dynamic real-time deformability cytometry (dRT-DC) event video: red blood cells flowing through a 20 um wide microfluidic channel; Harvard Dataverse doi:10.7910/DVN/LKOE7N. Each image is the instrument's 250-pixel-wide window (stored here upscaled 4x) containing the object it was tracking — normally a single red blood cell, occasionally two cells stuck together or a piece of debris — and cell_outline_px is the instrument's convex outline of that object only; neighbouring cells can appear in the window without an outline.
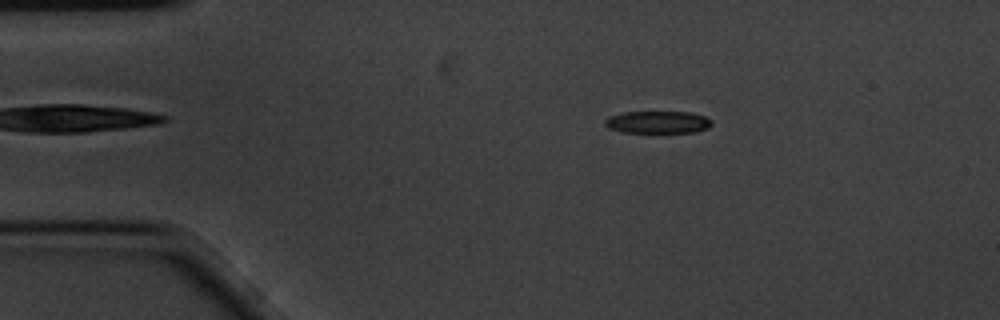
{"species": "common noctule bat (a hibernating species)", "species_latin": "Nyctalus noctula", "temperature_condition": "cold", "stored_images_in_passage": 6, "camera_frame_rate_fps": 3000, "um_per_image_px": 0.085, "animal": {"sex": "male", "body_mass_g": 20.1, "forearm_length_mm": 53.5}, "frame": {"image": 1, "passage_image": 3, "time_ms": 0.667, "image_size_px": [1000, 320], "cell_outline_px": [[712, 124], [708, 128], [696, 132], [624, 132], [608, 128], [604, 124], [604, 120], [608, 116], [624, 112], [688, 112], [704, 116], [712, 120]], "centroid_in_image_um": [55.9, 10.38], "position_along_channel_um": 29.1, "area_um2": 13.87}}
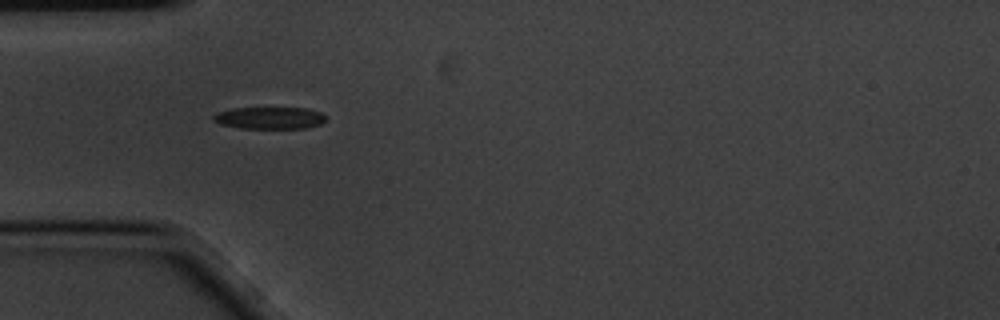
{"frame": {"image": 2, "passage_image": 5, "time_ms": 1.333, "image_size_px": [1000, 320], "cell_outline_px": [[324, 120], [320, 124], [308, 128], [240, 128], [220, 124], [212, 120], [212, 116], [216, 112], [232, 108], [308, 108], [320, 112], [324, 116]], "centroid_in_image_um": [22.87, 10.02], "position_along_channel_um": 62.1, "area_um2": 14.45}}
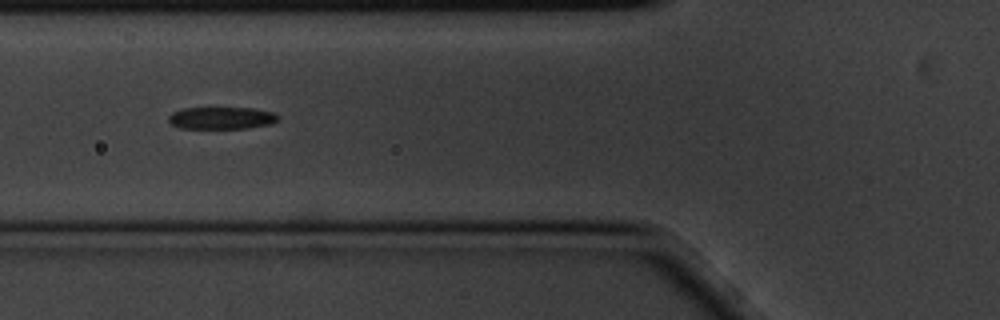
{"frame": {"image": 3, "passage_image": 6, "time_ms": 1.667, "image_size_px": [1000, 320], "cell_outline_px": [[280, 116], [272, 124], [248, 128], [180, 128], [172, 124], [168, 120], [168, 116], [172, 112], [184, 108], [252, 108], [276, 112]], "centroid_in_image_um": [18.86, 10.02], "position_along_channel_um": 106.9, "area_um2": 14.22}}